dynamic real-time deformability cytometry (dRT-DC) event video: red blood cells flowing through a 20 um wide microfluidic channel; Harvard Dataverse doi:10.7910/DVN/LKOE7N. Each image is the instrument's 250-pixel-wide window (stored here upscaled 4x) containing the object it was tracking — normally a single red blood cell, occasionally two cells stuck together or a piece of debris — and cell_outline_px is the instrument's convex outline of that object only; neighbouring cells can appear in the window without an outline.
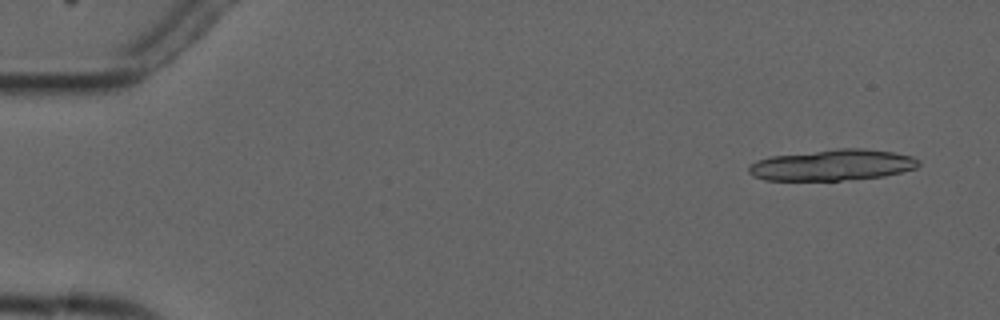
{"species": "common noctule bat (a hibernating species)", "species_latin": "Nyctalus noctula", "temperature_condition": "cold", "stored_images_in_passage": 5, "camera_frame_rate_fps": 3000, "um_per_image_px": 0.085, "animal": {"sex": "male", "forearm_length_mm": 52.5}, "frame": {"image": 1, "passage_image": 1, "time_ms": 0.0, "image_size_px": [1000, 320], "cell_outline_px": [[920, 164], [916, 168], [884, 176], [840, 180], [764, 180], [752, 176], [748, 172], [748, 168], [756, 160], [772, 156], [836, 148], [864, 148], [892, 152], [912, 156], [920, 160]], "centroid_in_image_um": [70.75, 14.02], "position_along_channel_um": 14.2, "area_um2": 30.75}}